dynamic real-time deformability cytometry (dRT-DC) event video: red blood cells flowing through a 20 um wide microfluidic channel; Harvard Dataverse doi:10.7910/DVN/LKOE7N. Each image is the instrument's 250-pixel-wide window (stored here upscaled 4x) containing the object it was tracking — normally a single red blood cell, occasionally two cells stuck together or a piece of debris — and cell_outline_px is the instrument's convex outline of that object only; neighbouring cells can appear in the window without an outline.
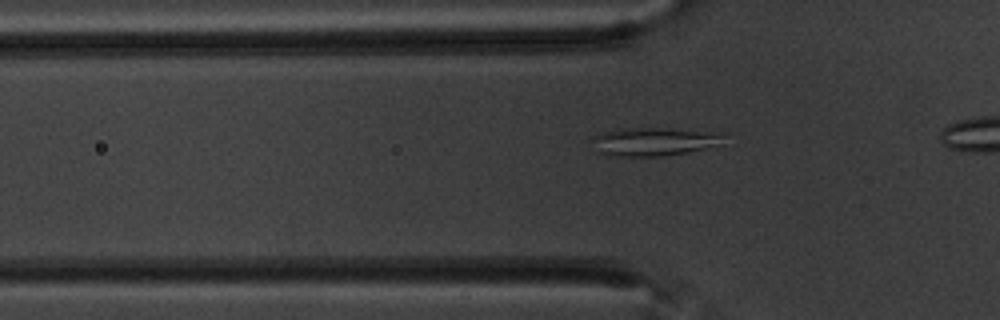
{"species": "common noctule bat (a hibernating species)", "species_latin": "Nyctalus noctula", "temperature_condition": "warm", "stored_images_in_passage": 9, "camera_frame_rate_fps": 3000, "um_per_image_px": 0.085, "animal": {"sex": "male", "body_mass_g": 20.1, "forearm_length_mm": 53.5}, "frame": {"image": 1, "passage_image": 2, "time_ms": 0.333, "image_size_px": [1000, 320], "cell_outline_px": [[728, 132], [720, 144], [688, 152], [660, 156], [608, 156], [600, 152], [596, 136], [600, 132], [616, 128], [656, 128]], "centroid_in_image_um": [55.7, 12.02], "position_along_channel_um": 70.1, "area_um2": 21.5}}
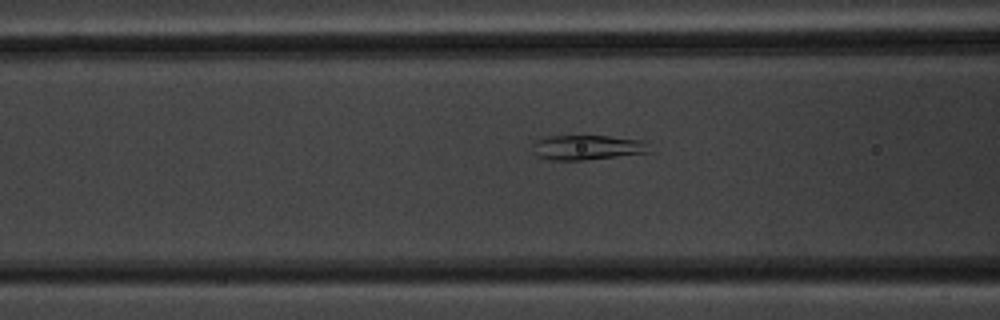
{"frame": {"image": 2, "passage_image": 6, "time_ms": 1.667, "image_size_px": [1000, 320], "cell_outline_px": [[652, 152], [584, 160], [552, 160], [540, 156], [532, 144], [536, 140], [548, 136], [608, 136], [644, 140]], "centroid_in_image_um": [49.98, 12.52], "position_along_channel_um": 116.6, "area_um2": 16.65}}